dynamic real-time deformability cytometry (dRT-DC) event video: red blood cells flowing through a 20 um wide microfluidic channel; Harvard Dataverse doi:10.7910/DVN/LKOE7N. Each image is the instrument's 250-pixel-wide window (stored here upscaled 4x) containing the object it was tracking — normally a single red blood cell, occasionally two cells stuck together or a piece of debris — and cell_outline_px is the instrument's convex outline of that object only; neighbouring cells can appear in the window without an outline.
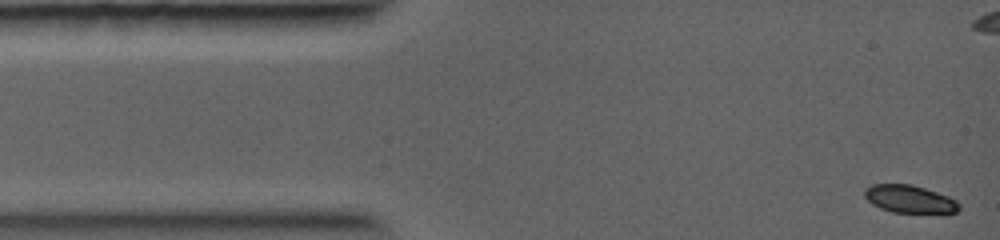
{"species": "common noctule bat (a hibernating species)", "species_latin": "Nyctalus noctula", "temperature_condition": "warm", "stored_images_in_passage": 6, "camera_frame_rate_fps": 5000, "um_per_image_px": 0.085, "animal": {"sex": "female", "body_mass_g": 19.0, "forearm_length_mm": 56.7}, "frame": {"image": 1, "passage_image": 1, "time_ms": 0.0, "image_size_px": [1000, 240], "cell_outline_px": [[960, 208], [956, 212], [892, 212], [880, 208], [872, 204], [864, 196], [864, 188], [872, 184], [912, 184], [948, 196], [956, 200], [960, 204]], "centroid_in_image_um": [77.28, 16.9], "position_along_channel_um": 7.7, "area_um2": 15.14}}